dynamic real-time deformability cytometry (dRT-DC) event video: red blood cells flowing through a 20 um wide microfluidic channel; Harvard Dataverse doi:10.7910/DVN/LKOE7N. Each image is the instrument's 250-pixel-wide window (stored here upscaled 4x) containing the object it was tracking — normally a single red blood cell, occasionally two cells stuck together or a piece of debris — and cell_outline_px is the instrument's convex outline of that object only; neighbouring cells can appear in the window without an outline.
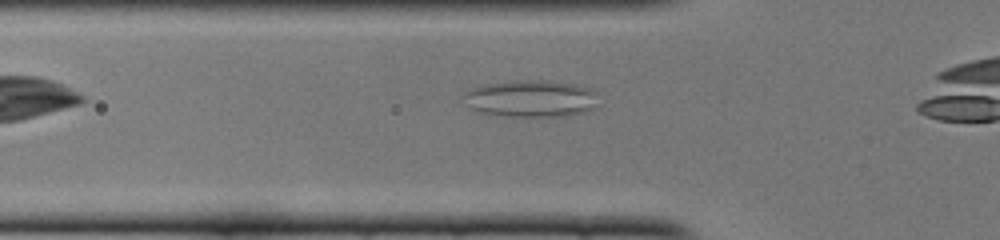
{"species": "common noctule bat (a hibernating species)", "species_latin": "Nyctalus noctula", "temperature_condition": "cold", "stored_images_in_passage": 10, "camera_frame_rate_fps": 3000, "um_per_image_px": 0.085, "animal": {"sex": "female", "body_mass_g": 22.0, "forearm_length_mm": 56.7}, "frame": {"image": 1, "passage_image": 5, "time_ms": 1.333, "image_size_px": [1000, 240], "cell_outline_px": [[596, 92], [592, 108], [584, 112], [568, 116], [508, 116], [476, 112], [468, 108], [464, 96], [464, 92], [480, 84], [512, 80], [548, 80], [576, 84], [592, 88]], "centroid_in_image_um": [45.07, 8.36], "position_along_channel_um": 80.7, "area_um2": 29.3}}